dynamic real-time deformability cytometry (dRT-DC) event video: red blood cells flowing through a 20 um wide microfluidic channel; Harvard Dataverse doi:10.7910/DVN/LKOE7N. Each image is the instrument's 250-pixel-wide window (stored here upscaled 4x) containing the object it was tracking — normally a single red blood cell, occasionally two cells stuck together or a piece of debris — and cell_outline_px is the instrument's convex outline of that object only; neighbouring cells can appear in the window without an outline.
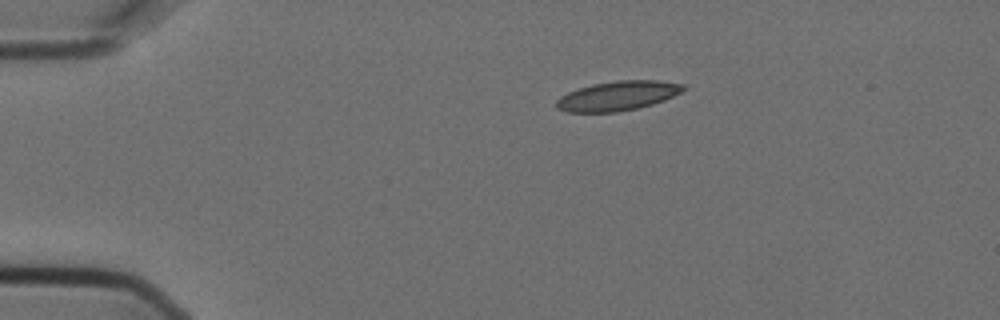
{"species": "Egyptian fruit bat (a non-hibernating species)", "species_latin": "Rousettus aegyptiacus", "temperature_condition": "cold", "stored_images_in_passage": 2, "camera_frame_rate_fps": 3000, "um_per_image_px": 0.085, "animal": {"sex": "female"}, "frame": {"image": 1, "passage_image": 1, "time_ms": 0.0, "image_size_px": [1000, 320], "cell_outline_px": [[688, 88], [664, 100], [652, 104], [636, 108], [616, 112], [568, 112], [556, 108], [556, 100], [560, 96], [568, 92], [592, 84], [616, 80], [660, 80], [684, 84]], "centroid_in_image_um": [52.51, 8.13], "position_along_channel_um": 32.5, "area_um2": 21.79}}